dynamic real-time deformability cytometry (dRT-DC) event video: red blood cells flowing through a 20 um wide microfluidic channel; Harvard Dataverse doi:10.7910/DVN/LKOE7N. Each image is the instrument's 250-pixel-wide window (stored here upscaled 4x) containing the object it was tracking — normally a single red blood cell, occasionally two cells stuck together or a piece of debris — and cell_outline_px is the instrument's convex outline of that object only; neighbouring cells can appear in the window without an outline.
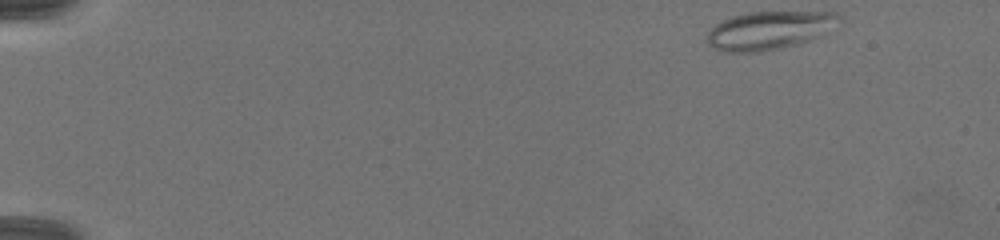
{"species": "common noctule bat (a hibernating species)", "species_latin": "Nyctalus noctula", "temperature_condition": "warm", "stored_images_in_passage": 16, "camera_frame_rate_fps": 3000, "um_per_image_px": 0.085, "animal": {"sex": "female", "body_mass_g": 19.5, "forearm_length_mm": 54.1}, "frame": {"image": 1, "passage_image": 1, "time_ms": 0.0, "image_size_px": [1000, 240], "cell_outline_px": [[844, 20], [816, 36], [808, 40], [796, 44], [760, 52], [728, 52], [716, 48], [708, 44], [708, 32], [716, 24], [724, 20], [748, 12], [836, 12]], "centroid_in_image_um": [65.4, 2.57], "position_along_channel_um": 19.6, "area_um2": 28.78}}